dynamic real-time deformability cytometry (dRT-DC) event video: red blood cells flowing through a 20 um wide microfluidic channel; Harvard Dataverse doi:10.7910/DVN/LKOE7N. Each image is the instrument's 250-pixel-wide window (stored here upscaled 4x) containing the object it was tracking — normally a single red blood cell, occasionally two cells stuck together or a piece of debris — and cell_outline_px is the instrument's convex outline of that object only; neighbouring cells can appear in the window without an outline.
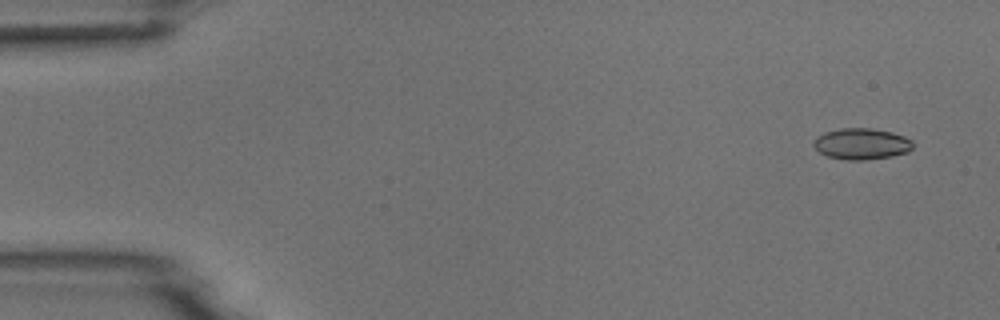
{"species": "common noctule bat (a hibernating species)", "species_latin": "Nyctalus noctula", "temperature_condition": "room temperature", "stored_images_in_passage": 5, "camera_frame_rate_fps": 3000, "um_per_image_px": 0.085, "animal": {"sex": "male", "body_mass_g": 18.8}, "frame": {"image": 1, "passage_image": 1, "time_ms": 0.0, "image_size_px": [1000, 320], "cell_outline_px": [[912, 148], [908, 152], [892, 156], [864, 160], [848, 160], [828, 156], [820, 152], [812, 144], [816, 136], [824, 132], [840, 128], [872, 128], [892, 132], [904, 136], [912, 140]], "centroid_in_image_um": [73.23, 12.22], "position_along_channel_um": 11.8, "area_um2": 18.09}}
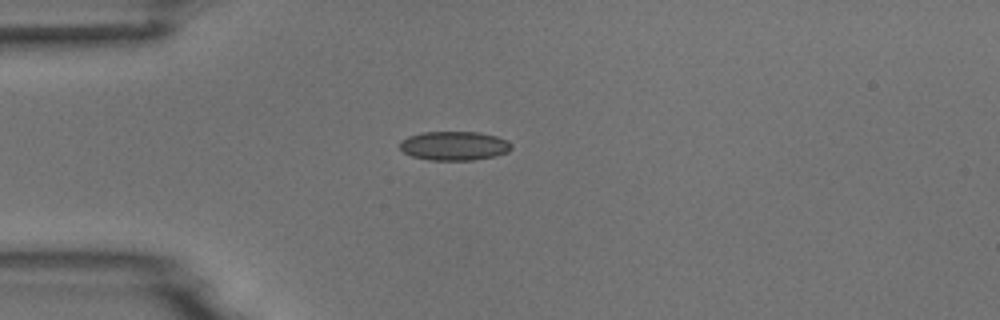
{"frame": {"image": 2, "passage_image": 4, "time_ms": 3.667, "image_size_px": [1000, 320], "cell_outline_px": [[512, 148], [508, 152], [496, 156], [472, 160], [428, 160], [412, 156], [404, 152], [400, 148], [400, 140], [408, 136], [424, 132], [480, 132], [496, 136], [508, 140], [512, 144]], "centroid_in_image_um": [38.63, 12.39], "position_along_channel_um": 46.4, "area_um2": 19.02}}